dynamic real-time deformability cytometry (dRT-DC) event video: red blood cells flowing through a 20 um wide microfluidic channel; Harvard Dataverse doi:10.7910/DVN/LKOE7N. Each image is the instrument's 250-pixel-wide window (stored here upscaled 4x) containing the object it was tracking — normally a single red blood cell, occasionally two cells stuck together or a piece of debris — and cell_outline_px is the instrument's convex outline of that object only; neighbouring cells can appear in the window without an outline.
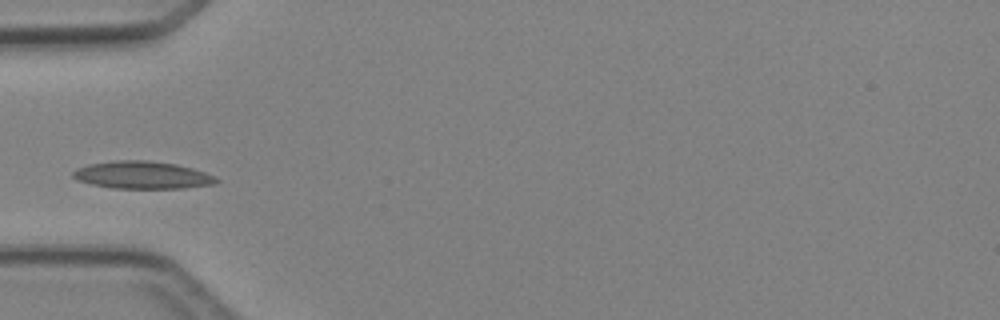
{"species": "Egyptian fruit bat (a non-hibernating species)", "species_latin": "Rousettus aegyptiacus", "temperature_condition": "cold", "stored_images_in_passage": 3, "camera_frame_rate_fps": 3000, "um_per_image_px": 0.085, "animal": {"sex": "female"}, "frame": {"image": 1, "passage_image": 3, "time_ms": 2.667, "image_size_px": [1000, 320], "cell_outline_px": [[220, 180], [216, 184], [184, 188], [112, 188], [92, 184], [80, 180], [72, 176], [72, 172], [76, 168], [88, 164], [112, 160], [148, 160], [176, 164], [192, 168], [216, 176]], "centroid_in_image_um": [12.12, 14.87], "position_along_channel_um": 72.9, "area_um2": 23.06}}